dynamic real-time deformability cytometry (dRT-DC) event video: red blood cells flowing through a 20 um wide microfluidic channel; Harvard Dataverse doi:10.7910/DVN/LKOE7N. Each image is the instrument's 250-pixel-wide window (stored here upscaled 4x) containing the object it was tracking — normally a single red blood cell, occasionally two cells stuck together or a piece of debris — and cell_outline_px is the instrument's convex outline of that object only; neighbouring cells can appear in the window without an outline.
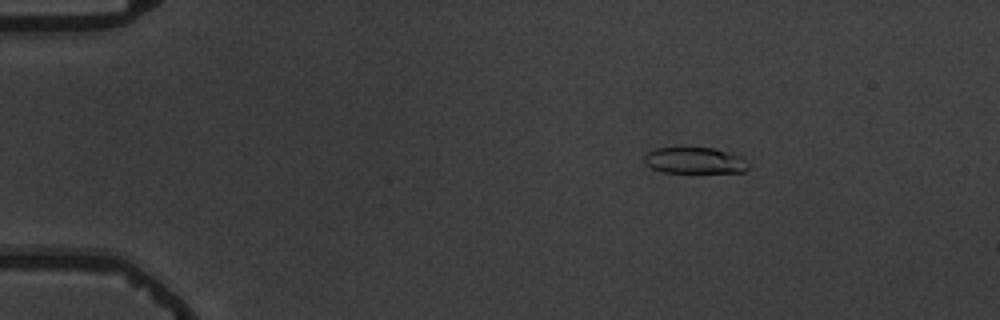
{"species": "common noctule bat (a hibernating species)", "species_latin": "Nyctalus noctula", "temperature_condition": "warm", "stored_images_in_passage": 6, "camera_frame_rate_fps": 3000, "um_per_image_px": 0.085, "animal": {"sex": "male", "body_mass_g": 19.5, "forearm_length_mm": 54.6}, "frame": {"image": 1, "passage_image": 2, "time_ms": 1.0, "image_size_px": [1000, 320], "cell_outline_px": [[752, 164], [744, 172], [664, 172], [652, 168], [644, 160], [644, 156], [648, 152], [656, 148], [712, 148], [744, 156]], "centroid_in_image_um": [59.15, 13.64], "position_along_channel_um": 25.9, "area_um2": 15.95}}
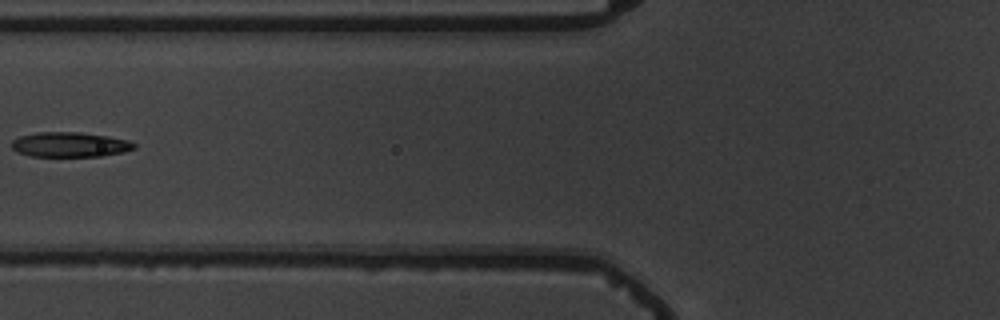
{"frame": {"image": 2, "passage_image": 6, "time_ms": 5.667, "image_size_px": [1000, 320], "cell_outline_px": [[136, 148], [124, 152], [100, 156], [28, 156], [16, 152], [12, 148], [12, 140], [20, 136], [36, 132], [76, 132], [108, 136], [128, 140], [136, 144]], "centroid_in_image_um": [5.93, 12.29], "position_along_channel_um": 119.9, "area_um2": 17.8}}